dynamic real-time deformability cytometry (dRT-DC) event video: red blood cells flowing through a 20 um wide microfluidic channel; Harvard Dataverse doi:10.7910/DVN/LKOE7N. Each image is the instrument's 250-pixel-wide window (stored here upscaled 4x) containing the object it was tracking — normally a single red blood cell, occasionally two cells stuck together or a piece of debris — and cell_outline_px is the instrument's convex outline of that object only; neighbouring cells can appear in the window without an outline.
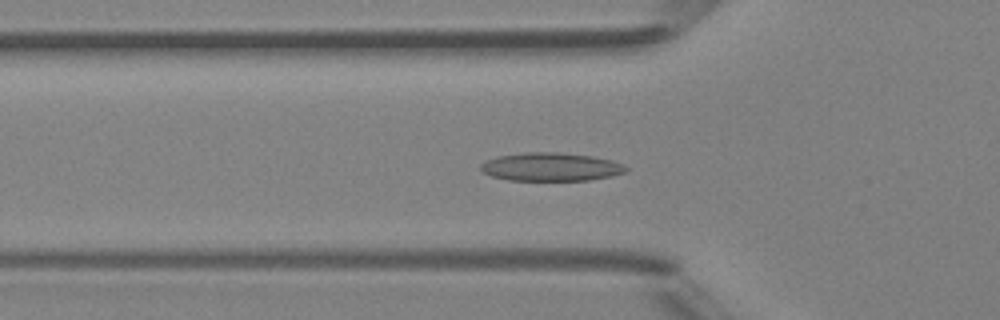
{"species": "Egyptian fruit bat (a non-hibernating species)", "species_latin": "Rousettus aegyptiacus", "temperature_condition": "room temperature", "stored_images_in_passage": 36, "camera_frame_rate_fps": 3000, "um_per_image_px": 0.085, "animal": {"sex": "female"}, "frame": {"image": 1, "passage_image": 3, "time_ms": 0.667, "image_size_px": [1000, 320], "cell_outline_px": [[628, 168], [624, 172], [612, 176], [588, 180], [508, 180], [492, 176], [480, 172], [480, 164], [496, 156], [524, 152], [560, 152], [592, 156], [612, 160], [624, 164]], "centroid_in_image_um": [46.8, 14.18], "position_along_channel_um": 79.0, "area_um2": 24.1}}
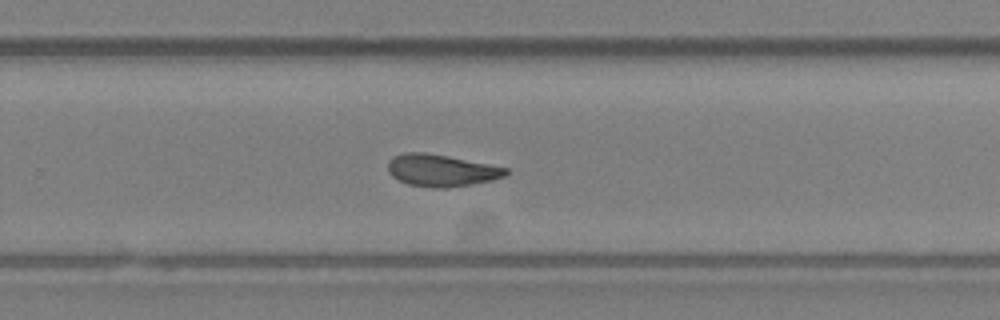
{"frame": {"image": 2, "passage_image": 18, "time_ms": 5.667, "image_size_px": [1000, 320], "cell_outline_px": [[508, 172], [504, 176], [492, 180], [472, 184], [444, 188], [432, 188], [408, 184], [392, 176], [388, 172], [388, 160], [392, 156], [404, 152], [424, 152], [448, 156], [508, 168]], "centroid_in_image_um": [37.47, 14.48], "position_along_channel_um": 292.3, "area_um2": 21.96}}
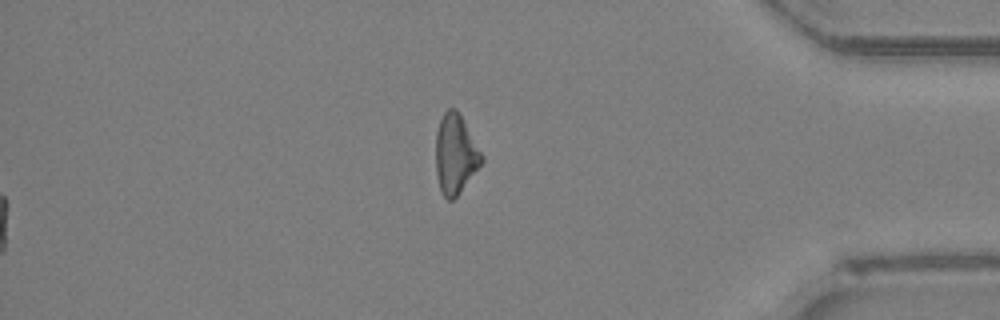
{"frame": {"image": 3, "passage_image": 36, "time_ms": 11.667, "image_size_px": [1000, 320], "cell_outline_px": [[484, 160], [456, 196], [452, 200], [448, 200], [444, 196], [440, 188], [436, 172], [436, 132], [440, 120], [444, 112], [448, 108], [456, 108], [484, 156]], "centroid_in_image_um": [38.7, 13.08], "position_along_channel_um": 396.5, "area_um2": 20.87}, "authors_computed_cell_mechanics": {"area_um2": 22.1085, "velocity_mm_per_s": 4.2757, "shape_relaxation_time_tau1_ms": null, "shape_relaxation_time_tau2_ms": 5.4138, "deformation_change_tau1": null, "deformation_change_tau2": 0.1101}}